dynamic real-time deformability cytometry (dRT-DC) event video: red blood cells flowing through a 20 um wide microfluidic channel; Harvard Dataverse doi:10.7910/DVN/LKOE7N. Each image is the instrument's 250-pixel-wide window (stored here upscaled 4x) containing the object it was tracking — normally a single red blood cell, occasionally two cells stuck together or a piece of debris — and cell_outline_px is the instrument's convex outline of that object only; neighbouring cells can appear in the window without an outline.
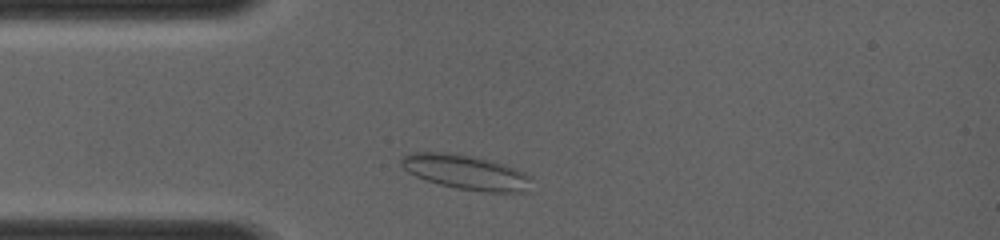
{"species": "common noctule bat (a hibernating species)", "species_latin": "Nyctalus noctula", "temperature_condition": "room temperature", "stored_images_in_passage": 38, "camera_frame_rate_fps": 4000, "um_per_image_px": 0.085, "animal": {"sex": "female", "body_mass_g": 19.0, "forearm_length_mm": 56.7}, "frame": {"image": 1, "passage_image": 4, "time_ms": 0.75, "image_size_px": [1000, 240], "cell_outline_px": [[532, 176], [528, 192], [484, 192], [456, 188], [440, 184], [416, 176], [408, 172], [400, 164], [400, 160], [404, 156], [412, 152], [460, 152], [476, 156], [504, 164], [516, 168]], "centroid_in_image_um": [39.64, 14.62], "position_along_channel_um": 45.4, "area_um2": 26.65}}
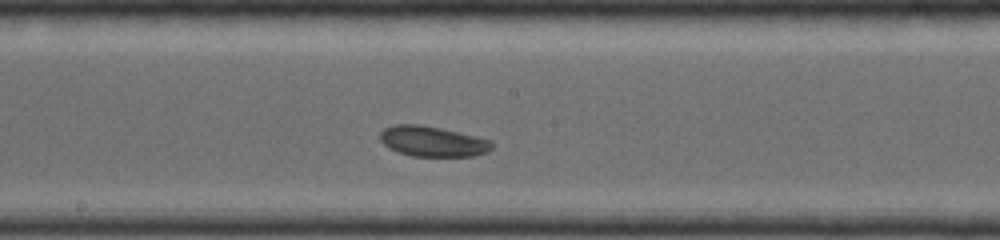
{"frame": {"image": 2, "passage_image": 19, "time_ms": 4.5, "image_size_px": [1000, 240], "cell_outline_px": [[492, 148], [488, 152], [472, 156], [412, 156], [396, 152], [388, 148], [380, 140], [380, 132], [384, 128], [396, 124], [416, 124], [440, 128], [476, 136], [492, 140]], "centroid_in_image_um": [36.75, 12.02], "position_along_channel_um": 211.4, "area_um2": 19.83}}
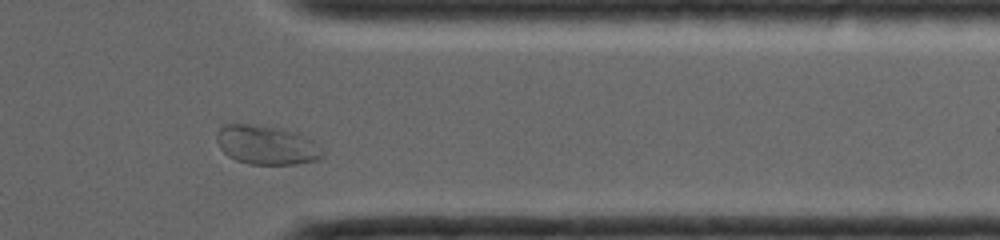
{"frame": {"image": 3, "passage_image": 34, "time_ms": 8.25, "image_size_px": [1000, 240], "cell_outline_px": [[324, 156], [316, 160], [296, 164], [248, 164], [236, 160], [228, 156], [220, 148], [216, 140], [216, 132], [224, 124], [256, 124], [284, 128], [296, 132], [312, 140], [324, 152]], "centroid_in_image_um": [22.64, 12.31], "position_along_channel_um": 388.8, "area_um2": 24.33}}